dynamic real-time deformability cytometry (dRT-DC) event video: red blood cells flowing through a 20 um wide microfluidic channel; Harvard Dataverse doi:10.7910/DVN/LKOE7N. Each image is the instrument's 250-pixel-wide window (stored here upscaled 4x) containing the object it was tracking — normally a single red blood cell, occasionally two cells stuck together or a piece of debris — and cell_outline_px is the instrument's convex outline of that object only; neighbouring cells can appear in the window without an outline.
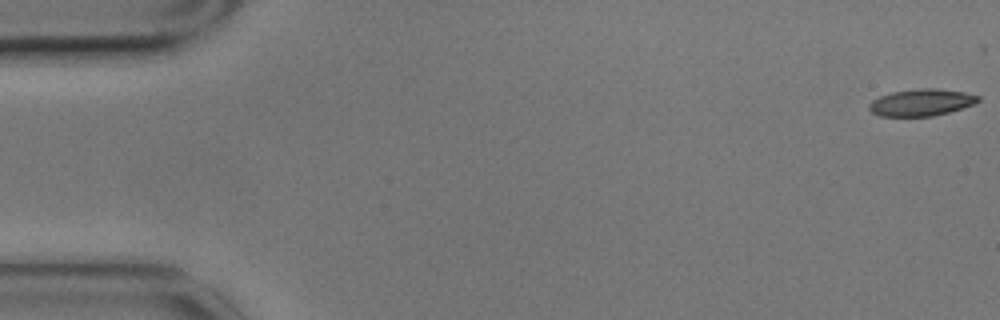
{"species": "common noctule bat (a hibernating species)", "species_latin": "Nyctalus noctula", "temperature_condition": "cold", "stored_images_in_passage": 6, "camera_frame_rate_fps": 3000, "um_per_image_px": 0.085, "animal": {"sex": "male", "body_mass_g": 17.9}, "frame": {"image": 1, "passage_image": 1, "time_ms": 0.0, "image_size_px": [1000, 320], "cell_outline_px": [[980, 100], [976, 104], [948, 112], [932, 116], [880, 116], [872, 112], [868, 108], [868, 104], [872, 100], [880, 96], [892, 92], [920, 88], [936, 88], [964, 92], [980, 96]], "centroid_in_image_um": [78.32, 8.7], "position_along_channel_um": 6.7, "area_um2": 17.11}}
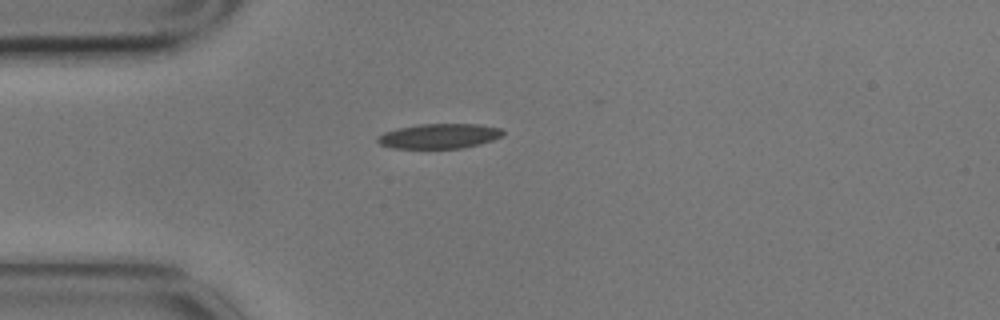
{"frame": {"image": 2, "passage_image": 5, "time_ms": 1.333, "image_size_px": [1000, 320], "cell_outline_px": [[504, 132], [500, 136], [492, 140], [480, 144], [464, 148], [392, 148], [380, 144], [376, 140], [376, 136], [384, 132], [396, 128], [420, 124], [480, 124], [500, 128]], "centroid_in_image_um": [37.3, 11.56], "position_along_channel_um": 47.7, "area_um2": 18.21}}